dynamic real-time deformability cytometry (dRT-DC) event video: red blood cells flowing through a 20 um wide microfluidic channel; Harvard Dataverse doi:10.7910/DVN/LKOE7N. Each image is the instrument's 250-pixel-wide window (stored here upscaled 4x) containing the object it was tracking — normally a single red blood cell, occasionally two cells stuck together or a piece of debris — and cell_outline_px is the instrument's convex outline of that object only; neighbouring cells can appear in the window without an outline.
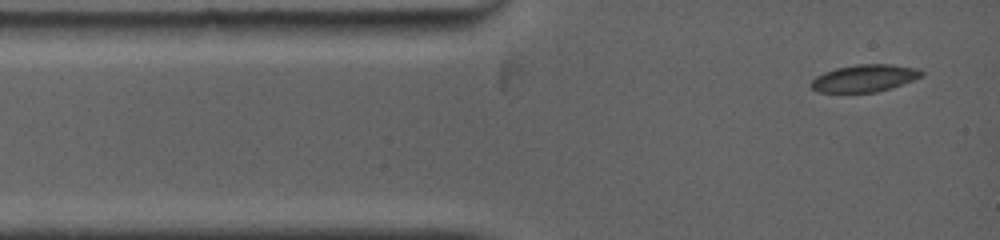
{"species": "common noctule bat (a hibernating species)", "species_latin": "Nyctalus noctula", "temperature_condition": "warm", "stored_images_in_passage": 4, "camera_frame_rate_fps": 5000, "um_per_image_px": 0.085, "animal": {"sex": "female", "body_mass_g": 19.0, "forearm_length_mm": 53.3}, "frame": {"image": 1, "passage_image": 1, "time_ms": 0.0, "image_size_px": [1000, 240], "cell_outline_px": [[924, 76], [892, 88], [876, 92], [816, 92], [808, 84], [816, 76], [824, 72], [836, 68], [856, 64], [892, 64], [920, 68], [924, 72]], "centroid_in_image_um": [73.51, 6.64], "position_along_channel_um": 11.5, "area_um2": 17.8}}
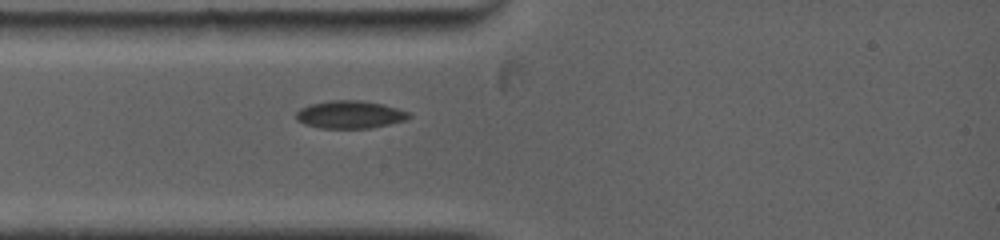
{"frame": {"image": 2, "passage_image": 4, "time_ms": 2.0, "image_size_px": [1000, 240], "cell_outline_px": [[412, 116], [404, 120], [372, 128], [320, 128], [304, 124], [296, 120], [296, 112], [300, 108], [312, 104], [332, 100], [360, 100], [380, 104], [396, 108], [408, 112]], "centroid_in_image_um": [29.71, 9.74], "position_along_channel_um": 55.3, "area_um2": 18.03}}